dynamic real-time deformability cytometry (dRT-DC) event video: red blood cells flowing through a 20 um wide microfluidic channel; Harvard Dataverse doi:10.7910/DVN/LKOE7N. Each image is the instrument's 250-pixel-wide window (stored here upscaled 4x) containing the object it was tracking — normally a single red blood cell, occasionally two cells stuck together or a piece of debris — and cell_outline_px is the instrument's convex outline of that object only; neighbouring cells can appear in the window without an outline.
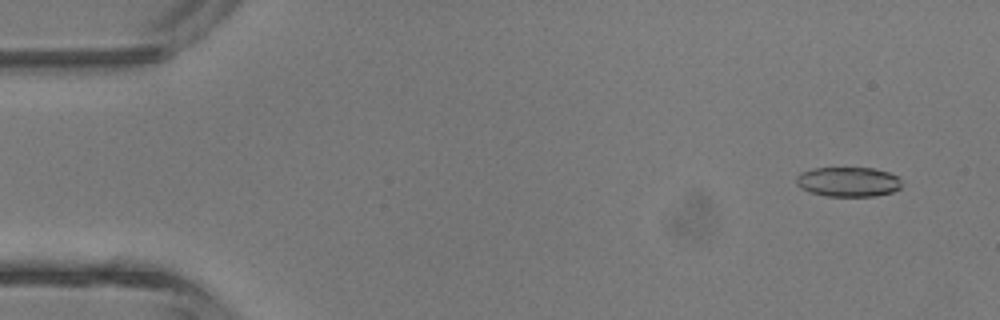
{"species": "common noctule bat (a hibernating species)", "species_latin": "Nyctalus noctula", "temperature_condition": "room temperature", "stored_images_in_passage": 44, "camera_frame_rate_fps": 3000, "um_per_image_px": 0.085, "animal": {"sex": "male", "body_mass_g": 13.3}, "frame": {"image": 1, "passage_image": 3, "time_ms": 0.667, "image_size_px": [1000, 320], "cell_outline_px": [[900, 188], [892, 192], [876, 196], [824, 196], [800, 188], [796, 184], [796, 176], [800, 172], [812, 168], [872, 168], [888, 172], [896, 176], [900, 180]], "centroid_in_image_um": [72.06, 15.45], "position_along_channel_um": 12.9, "area_um2": 18.26}}
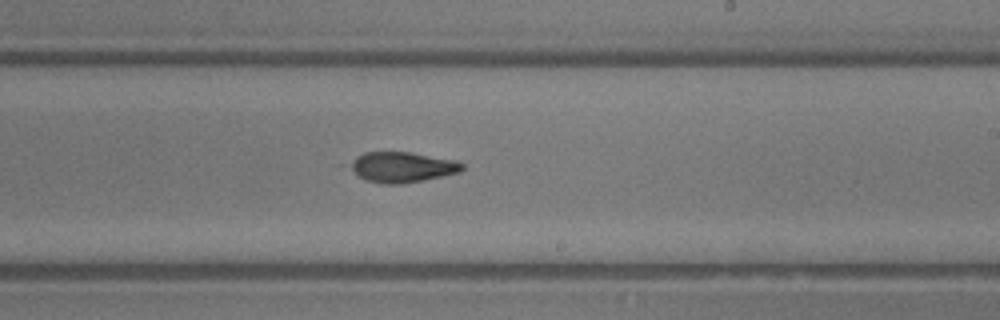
{"frame": {"image": 2, "passage_image": 26, "time_ms": 8.333, "image_size_px": [1000, 320], "cell_outline_px": [[464, 168], [460, 172], [424, 180], [400, 184], [380, 184], [368, 180], [360, 176], [340, 164], [364, 152], [408, 152], [456, 160], [464, 164]], "centroid_in_image_um": [34.08, 14.2], "position_along_channel_um": 254.9, "area_um2": 20.29}}
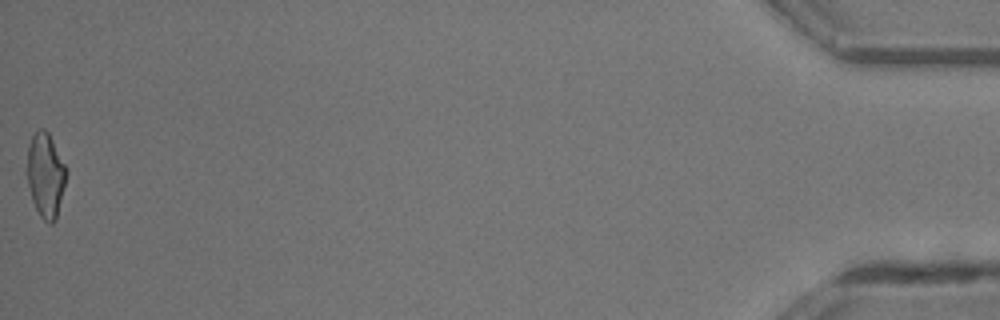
{"frame": {"image": 3, "passage_image": 44, "time_ms": 14.333, "image_size_px": [1000, 320], "cell_outline_px": [[68, 172], [56, 220], [52, 224], [48, 224], [40, 216], [32, 200], [24, 172], [28, 144], [36, 128], [44, 128], [48, 132]], "centroid_in_image_um": [3.83, 14.87], "position_along_channel_um": 431.4, "area_um2": 19.83}, "authors_computed_cell_mechanics": {"area_um2": 19.7098, "velocity_mm_per_s": 4.6982, "shape_relaxation_time_tau1_ms": 3.1871, "shape_relaxation_time_tau2_ms": 0.9975, "deformation_change_tau1": 0.1467, "deformation_change_tau2": 0.0665}}